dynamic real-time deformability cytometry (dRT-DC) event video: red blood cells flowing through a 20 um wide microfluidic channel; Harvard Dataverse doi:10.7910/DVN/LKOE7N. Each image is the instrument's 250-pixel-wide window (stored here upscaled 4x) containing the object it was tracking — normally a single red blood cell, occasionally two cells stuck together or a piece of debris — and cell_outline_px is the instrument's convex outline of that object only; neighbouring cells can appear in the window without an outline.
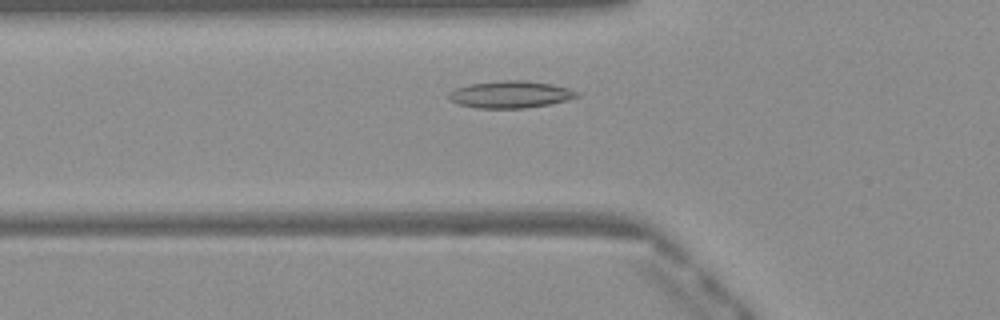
{"species": "Egyptian fruit bat (a non-hibernating species)", "species_latin": "Rousettus aegyptiacus", "temperature_condition": "warm", "stored_images_in_passage": 40, "camera_frame_rate_fps": 3000, "um_per_image_px": 0.085, "frame": {"image": 1, "passage_image": 8, "time_ms": 2.333, "image_size_px": [1000, 320], "cell_outline_px": [[580, 96], [568, 100], [548, 104], [524, 108], [476, 108], [456, 104], [448, 100], [448, 92], [456, 88], [468, 84], [504, 80], [524, 80], [552, 84], [568, 88], [576, 92]], "centroid_in_image_um": [43.33, 8.03], "position_along_channel_um": 82.5, "area_um2": 20.29}}
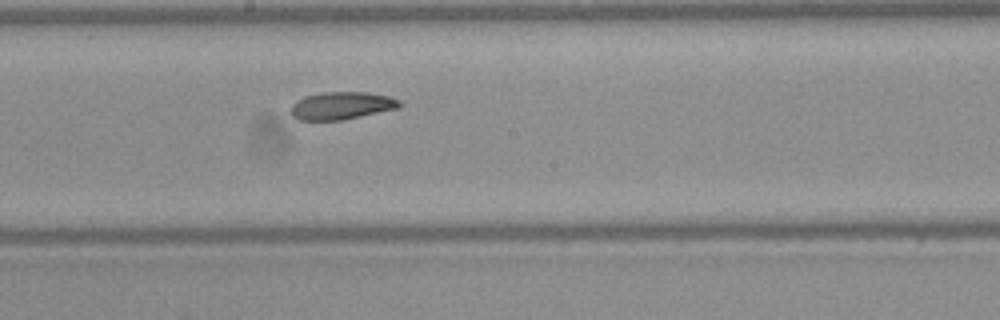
{"frame": {"image": 2, "passage_image": 18, "time_ms": 5.667, "image_size_px": [1000, 320], "cell_outline_px": [[400, 104], [396, 108], [344, 120], [300, 120], [292, 116], [292, 104], [296, 100], [304, 96], [320, 92], [368, 92], [388, 96], [400, 100]], "centroid_in_image_um": [29.0, 8.97], "position_along_channel_um": 219.2, "area_um2": 17.4}}
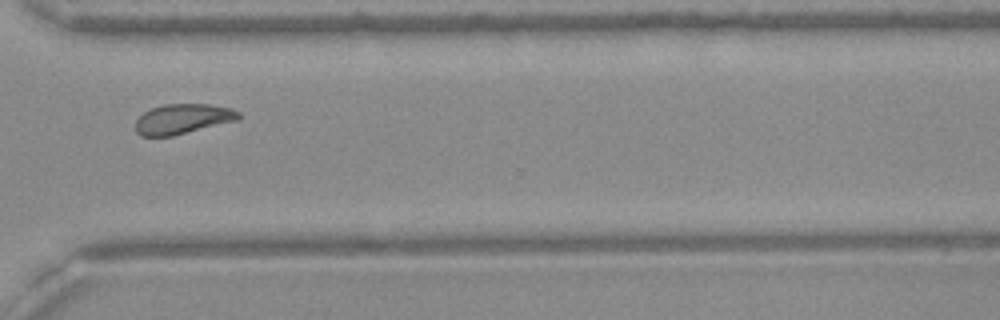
{"frame": {"image": 3, "passage_image": 28, "time_ms": 9.0, "image_size_px": [1000, 320], "cell_outline_px": [[240, 116], [236, 120], [172, 136], [140, 136], [136, 132], [136, 120], [144, 112], [152, 108], [164, 104], [208, 104], [232, 108], [240, 112]], "centroid_in_image_um": [15.51, 10.1], "position_along_channel_um": 355.1, "area_um2": 17.86}, "authors_computed_cell_mechanics": {"area_um2": 17.9758, "velocity_mm_per_s": 4.085, "shape_relaxation_time_tau1_ms": 5.8229, "shape_relaxation_time_tau2_ms": 4.8329, "deformation_change_tau1": 0.1277, "deformation_change_tau2": 0.1013}}